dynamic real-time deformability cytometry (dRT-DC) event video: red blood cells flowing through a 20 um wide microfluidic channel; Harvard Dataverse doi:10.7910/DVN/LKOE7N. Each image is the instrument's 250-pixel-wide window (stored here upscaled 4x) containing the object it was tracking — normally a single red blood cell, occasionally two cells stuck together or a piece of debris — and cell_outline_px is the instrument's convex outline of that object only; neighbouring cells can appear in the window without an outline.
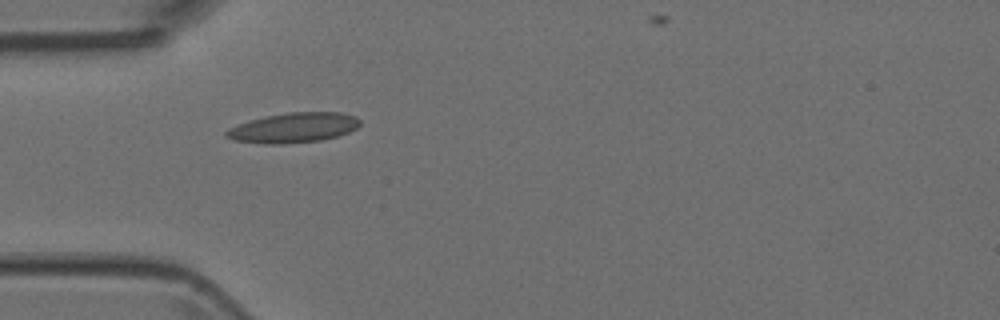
{"species": "Egyptian fruit bat (a non-hibernating species)", "species_latin": "Rousettus aegyptiacus", "temperature_condition": "room temperature", "stored_images_in_passage": 2, "camera_frame_rate_fps": 3000, "um_per_image_px": 0.085, "animal": {"sex": "female"}, "frame": {"image": 1, "passage_image": 1, "time_ms": 0.0, "image_size_px": [1000, 320], "cell_outline_px": [[360, 124], [356, 128], [348, 132], [336, 136], [320, 140], [280, 144], [264, 144], [236, 140], [224, 136], [224, 132], [228, 128], [264, 116], [288, 112], [340, 112], [356, 116], [360, 120]], "centroid_in_image_um": [24.95, 10.85], "position_along_channel_um": 60.0, "area_um2": 23.18}}
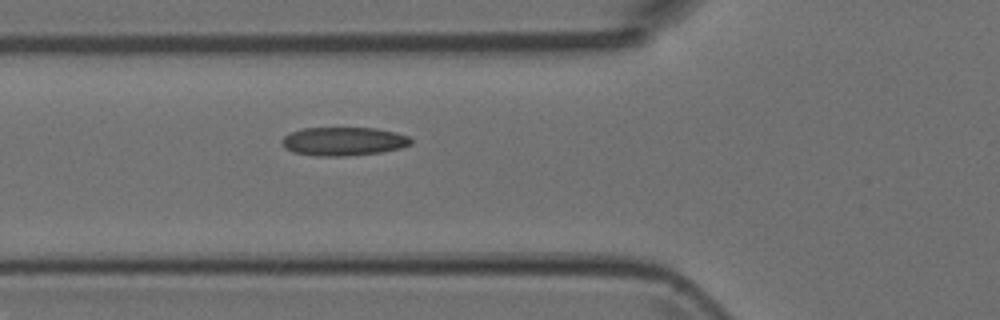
{"frame": {"image": 2, "passage_image": 2, "time_ms": 0.333, "image_size_px": [1000, 320], "cell_outline_px": [[412, 144], [400, 148], [380, 152], [340, 156], [316, 156], [292, 152], [284, 148], [280, 140], [284, 136], [292, 132], [304, 128], [376, 128], [396, 132], [408, 136], [412, 140]], "centroid_in_image_um": [29.18, 12.01], "position_along_channel_um": 96.6, "area_um2": 21.44}}